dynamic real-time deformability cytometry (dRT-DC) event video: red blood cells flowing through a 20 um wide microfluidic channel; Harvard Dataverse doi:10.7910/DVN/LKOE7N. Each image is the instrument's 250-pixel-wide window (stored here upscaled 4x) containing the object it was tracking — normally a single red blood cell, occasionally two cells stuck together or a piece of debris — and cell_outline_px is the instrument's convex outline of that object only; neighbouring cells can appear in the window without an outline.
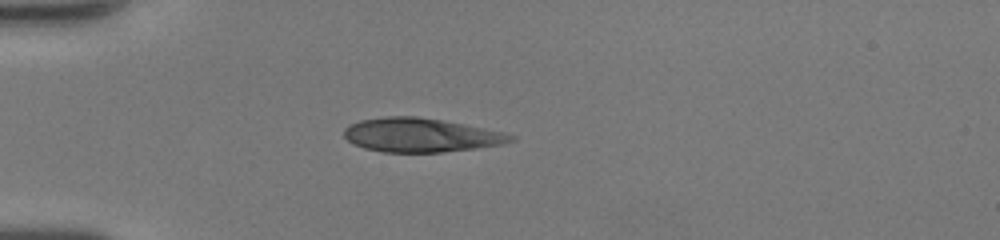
{"species": "human", "species_latin": "Homo sapiens", "temperature_condition": "room temperature", "stored_images_in_passage": 35, "camera_frame_rate_fps": 3000, "um_per_image_px": 0.085, "donor": {"sex": "female"}, "frame": {"image": 1, "passage_image": 1, "time_ms": 0.0, "image_size_px": [1000, 240], "cell_outline_px": [[516, 140], [500, 144], [476, 148], [444, 152], [384, 152], [364, 148], [352, 144], [344, 136], [344, 128], [348, 124], [360, 120], [384, 116], [416, 116], [444, 120], [504, 132], [516, 136]], "centroid_in_image_um": [35.74, 11.47], "position_along_channel_um": 49.3, "area_um2": 33.12}}
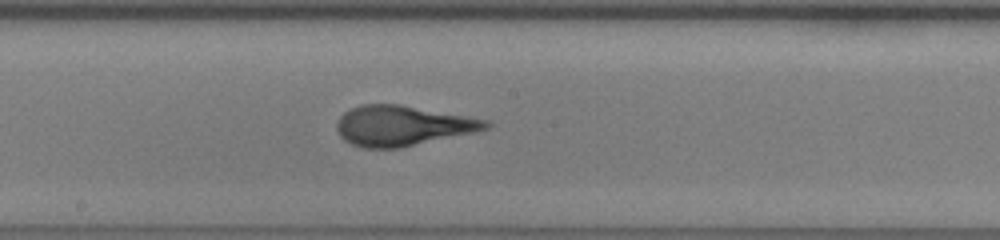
{"frame": {"image": 2, "passage_image": 14, "time_ms": 4.333, "image_size_px": [1000, 240], "cell_outline_px": [[492, 124], [488, 128], [472, 132], [400, 148], [364, 148], [352, 144], [344, 140], [340, 136], [336, 128], [336, 124], [340, 116], [344, 112], [360, 104], [400, 104], [488, 120]], "centroid_in_image_um": [34.16, 10.68], "position_along_channel_um": 214.0, "area_um2": 34.62}}
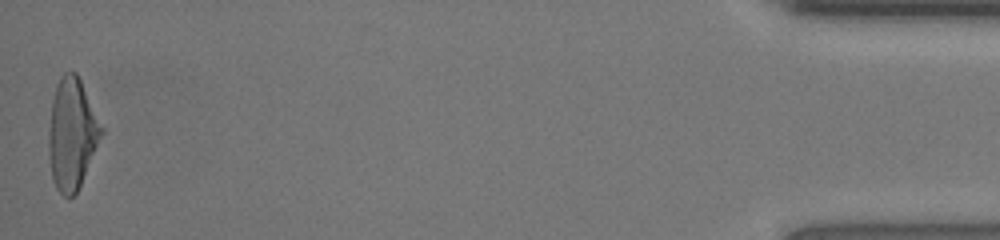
{"frame": {"image": 3, "passage_image": 35, "time_ms": 11.333, "image_size_px": [1000, 240], "cell_outline_px": [[104, 132], [80, 184], [76, 192], [68, 200], [56, 188], [52, 180], [48, 152], [48, 128], [52, 100], [56, 84], [60, 76], [64, 72], [76, 72], [104, 128]], "centroid_in_image_um": [6.1, 11.38], "position_along_channel_um": 429.1, "area_um2": 34.22}, "authors_computed_cell_mechanics": {"area_um2": 34.2754, "velocity_mm_per_s": 4.323, "shape_relaxation_time_tau1_ms": 3.5091, "shape_relaxation_time_tau2_ms": 0.5944, "deformation_change_tau1": 0.2081, "deformation_change_tau2": 0.0581}}